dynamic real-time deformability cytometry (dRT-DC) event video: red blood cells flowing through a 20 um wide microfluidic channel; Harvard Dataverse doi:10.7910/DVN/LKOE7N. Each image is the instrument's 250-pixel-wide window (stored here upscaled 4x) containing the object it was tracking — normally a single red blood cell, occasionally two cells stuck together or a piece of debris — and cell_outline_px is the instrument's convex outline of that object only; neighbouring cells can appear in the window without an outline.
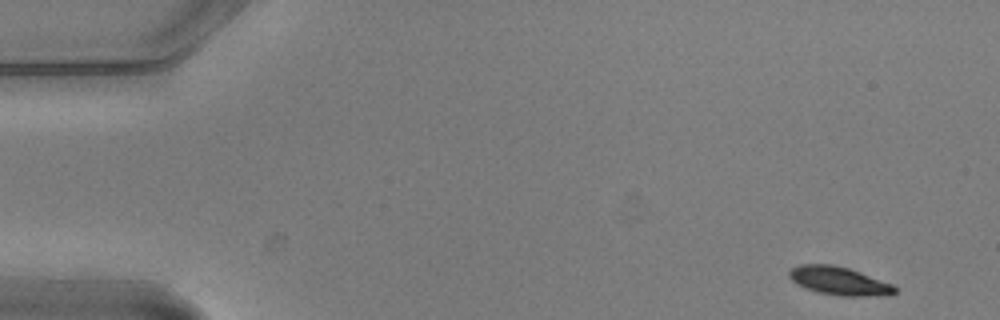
{"species": "common noctule bat (a hibernating species)", "species_latin": "Nyctalus noctula", "temperature_condition": "warm", "stored_images_in_passage": 7, "camera_frame_rate_fps": 3000, "um_per_image_px": 0.085, "animal": {"sex": "male", "body_mass_g": 20.5, "forearm_length_mm": 52.5}, "frame": {"image": 1, "passage_image": 1, "time_ms": 0.0, "image_size_px": [1000, 320], "cell_outline_px": [[896, 292], [888, 296], [840, 296], [816, 292], [796, 284], [788, 276], [788, 272], [792, 268], [800, 264], [832, 264], [848, 268], [860, 272], [892, 284], [896, 288]], "centroid_in_image_um": [71.32, 23.88], "position_along_channel_um": 13.7, "area_um2": 17.51}}
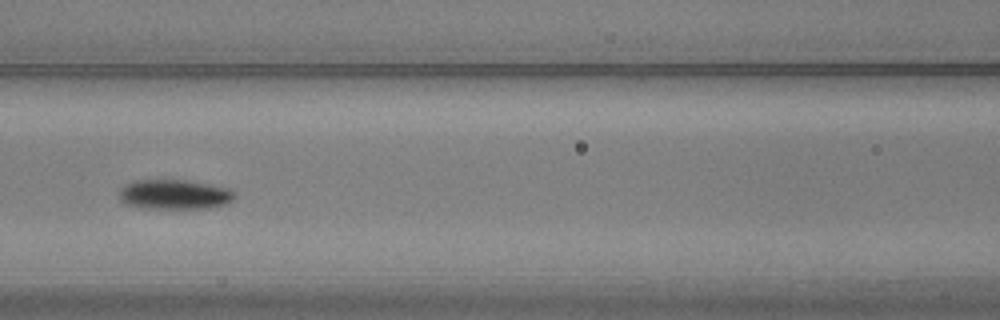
{"frame": {"image": 2, "passage_image": 6, "time_ms": 1.667, "image_size_px": [1000, 320], "cell_outline_px": [[236, 196], [232, 200], [224, 204], [208, 208], [144, 208], [124, 204], [120, 200], [120, 188], [124, 184], [132, 180], [184, 180], [208, 184], [228, 188], [236, 192]], "centroid_in_image_um": [14.8, 16.52], "position_along_channel_um": 151.8, "area_um2": 20.06}}
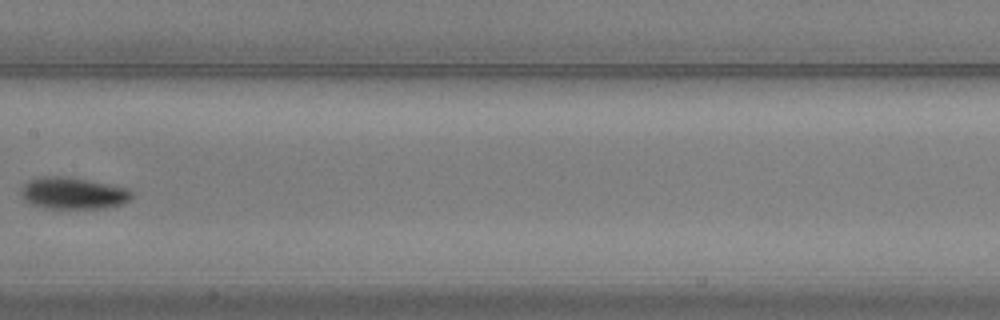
{"frame": {"image": 3, "passage_image": 7, "time_ms": 2.0, "image_size_px": [1000, 320], "cell_outline_px": [[132, 196], [128, 200], [120, 204], [104, 208], [44, 208], [32, 204], [24, 200], [20, 196], [20, 188], [24, 184], [40, 176], [68, 176], [124, 188], [132, 192]], "centroid_in_image_um": [6.13, 16.42], "position_along_channel_um": 201.3, "area_um2": 20.23}}